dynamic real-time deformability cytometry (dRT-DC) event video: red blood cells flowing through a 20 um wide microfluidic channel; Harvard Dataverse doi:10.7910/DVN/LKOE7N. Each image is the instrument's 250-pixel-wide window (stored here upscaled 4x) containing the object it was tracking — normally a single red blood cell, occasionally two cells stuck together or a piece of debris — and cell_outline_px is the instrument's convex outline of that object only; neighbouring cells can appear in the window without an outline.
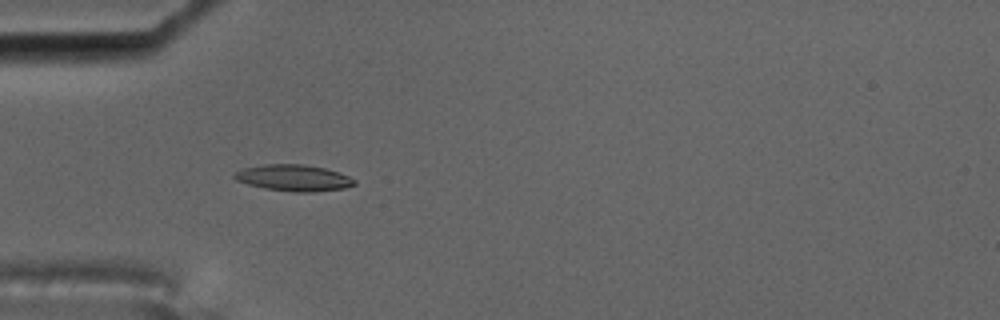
{"species": "common noctule bat (a hibernating species)", "species_latin": "Nyctalus noctula", "temperature_condition": "cold", "stored_images_in_passage": 5, "camera_frame_rate_fps": 3000, "um_per_image_px": 0.085, "animal": {"sex": "male", "body_mass_g": 17.5, "forearm_length_mm": 52.3}, "frame": {"image": 1, "passage_image": 4, "time_ms": 1.0, "image_size_px": [1000, 320], "cell_outline_px": [[356, 184], [344, 188], [312, 192], [292, 192], [264, 188], [248, 184], [236, 180], [232, 176], [236, 172], [244, 168], [264, 164], [304, 164], [324, 168], [340, 172], [356, 180]], "centroid_in_image_um": [24.97, 15.12], "position_along_channel_um": 60.0, "area_um2": 18.44}}